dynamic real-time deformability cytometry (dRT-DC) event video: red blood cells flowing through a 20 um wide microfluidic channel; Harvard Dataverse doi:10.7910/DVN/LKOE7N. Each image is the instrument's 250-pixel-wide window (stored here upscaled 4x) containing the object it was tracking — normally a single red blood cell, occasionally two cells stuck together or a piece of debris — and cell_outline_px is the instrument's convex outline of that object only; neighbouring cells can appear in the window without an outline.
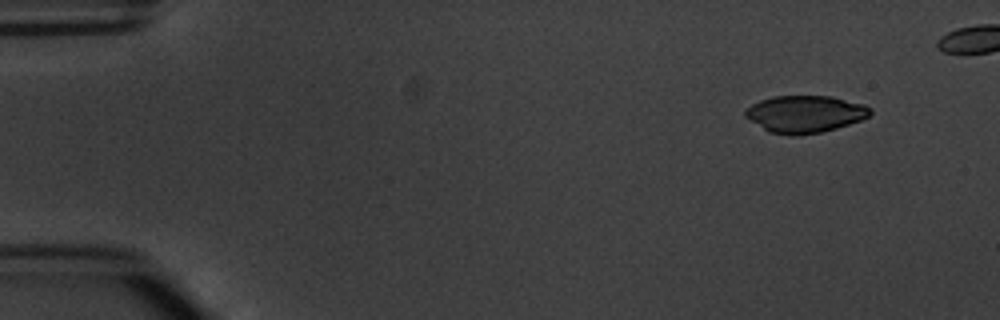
{"species": "common noctule bat (a hibernating species)", "species_latin": "Nyctalus noctula", "temperature_condition": "warm", "stored_images_in_passage": 6, "camera_frame_rate_fps": 3000, "um_per_image_px": 0.085, "animal": {"sex": "male", "body_mass_g": 20.1, "forearm_length_mm": 53.5}, "frame": {"image": 1, "passage_image": 2, "time_ms": 1.0, "image_size_px": [1000, 320], "cell_outline_px": [[872, 112], [868, 116], [860, 120], [836, 128], [820, 132], [800, 136], [768, 132], [744, 116], [744, 112], [752, 104], [760, 100], [772, 96], [832, 96], [864, 104], [872, 108]], "centroid_in_image_um": [68.42, 9.69], "position_along_channel_um": 16.6, "area_um2": 26.99}}